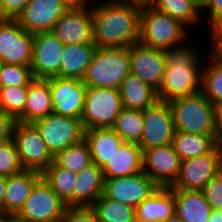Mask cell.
I'll return each instance as SVG.
<instances>
[{
	"label": "cell",
	"instance_id": "cell-1",
	"mask_svg": "<svg viewBox=\"0 0 222 222\" xmlns=\"http://www.w3.org/2000/svg\"><path fill=\"white\" fill-rule=\"evenodd\" d=\"M141 7L128 2L98 3L91 7L96 47H129L139 40Z\"/></svg>",
	"mask_w": 222,
	"mask_h": 222
},
{
	"label": "cell",
	"instance_id": "cell-2",
	"mask_svg": "<svg viewBox=\"0 0 222 222\" xmlns=\"http://www.w3.org/2000/svg\"><path fill=\"white\" fill-rule=\"evenodd\" d=\"M190 46L191 43H187L164 50L166 66L157 90L159 100L169 102L201 91L204 60H201L200 51Z\"/></svg>",
	"mask_w": 222,
	"mask_h": 222
},
{
	"label": "cell",
	"instance_id": "cell-3",
	"mask_svg": "<svg viewBox=\"0 0 222 222\" xmlns=\"http://www.w3.org/2000/svg\"><path fill=\"white\" fill-rule=\"evenodd\" d=\"M130 73L128 47H97L82 82L87 87L119 89Z\"/></svg>",
	"mask_w": 222,
	"mask_h": 222
},
{
	"label": "cell",
	"instance_id": "cell-4",
	"mask_svg": "<svg viewBox=\"0 0 222 222\" xmlns=\"http://www.w3.org/2000/svg\"><path fill=\"white\" fill-rule=\"evenodd\" d=\"M187 28L180 21L154 7L143 6L140 12L138 42L157 49H171L189 40Z\"/></svg>",
	"mask_w": 222,
	"mask_h": 222
},
{
	"label": "cell",
	"instance_id": "cell-5",
	"mask_svg": "<svg viewBox=\"0 0 222 222\" xmlns=\"http://www.w3.org/2000/svg\"><path fill=\"white\" fill-rule=\"evenodd\" d=\"M175 131L217 136L214 128L213 104L200 91L168 102Z\"/></svg>",
	"mask_w": 222,
	"mask_h": 222
},
{
	"label": "cell",
	"instance_id": "cell-6",
	"mask_svg": "<svg viewBox=\"0 0 222 222\" xmlns=\"http://www.w3.org/2000/svg\"><path fill=\"white\" fill-rule=\"evenodd\" d=\"M66 209L64 201L41 177L15 217L18 222H61Z\"/></svg>",
	"mask_w": 222,
	"mask_h": 222
},
{
	"label": "cell",
	"instance_id": "cell-7",
	"mask_svg": "<svg viewBox=\"0 0 222 222\" xmlns=\"http://www.w3.org/2000/svg\"><path fill=\"white\" fill-rule=\"evenodd\" d=\"M122 109L119 89L87 87L81 115L84 130L112 128Z\"/></svg>",
	"mask_w": 222,
	"mask_h": 222
},
{
	"label": "cell",
	"instance_id": "cell-8",
	"mask_svg": "<svg viewBox=\"0 0 222 222\" xmlns=\"http://www.w3.org/2000/svg\"><path fill=\"white\" fill-rule=\"evenodd\" d=\"M12 138L23 169L42 174L53 163L54 156L32 123L17 121Z\"/></svg>",
	"mask_w": 222,
	"mask_h": 222
},
{
	"label": "cell",
	"instance_id": "cell-9",
	"mask_svg": "<svg viewBox=\"0 0 222 222\" xmlns=\"http://www.w3.org/2000/svg\"><path fill=\"white\" fill-rule=\"evenodd\" d=\"M53 156L84 139L81 119L49 114L32 123Z\"/></svg>",
	"mask_w": 222,
	"mask_h": 222
},
{
	"label": "cell",
	"instance_id": "cell-10",
	"mask_svg": "<svg viewBox=\"0 0 222 222\" xmlns=\"http://www.w3.org/2000/svg\"><path fill=\"white\" fill-rule=\"evenodd\" d=\"M144 125L140 142L142 151L172 144L175 128L173 114L168 102L158 100L143 111Z\"/></svg>",
	"mask_w": 222,
	"mask_h": 222
},
{
	"label": "cell",
	"instance_id": "cell-11",
	"mask_svg": "<svg viewBox=\"0 0 222 222\" xmlns=\"http://www.w3.org/2000/svg\"><path fill=\"white\" fill-rule=\"evenodd\" d=\"M47 80L53 113L81 119L87 89L82 80L58 76L47 78Z\"/></svg>",
	"mask_w": 222,
	"mask_h": 222
},
{
	"label": "cell",
	"instance_id": "cell-12",
	"mask_svg": "<svg viewBox=\"0 0 222 222\" xmlns=\"http://www.w3.org/2000/svg\"><path fill=\"white\" fill-rule=\"evenodd\" d=\"M158 188L159 186L142 171L130 176L104 179L102 195L136 208Z\"/></svg>",
	"mask_w": 222,
	"mask_h": 222
},
{
	"label": "cell",
	"instance_id": "cell-13",
	"mask_svg": "<svg viewBox=\"0 0 222 222\" xmlns=\"http://www.w3.org/2000/svg\"><path fill=\"white\" fill-rule=\"evenodd\" d=\"M33 35L22 28L15 19L0 22V59L2 64L30 66Z\"/></svg>",
	"mask_w": 222,
	"mask_h": 222
},
{
	"label": "cell",
	"instance_id": "cell-14",
	"mask_svg": "<svg viewBox=\"0 0 222 222\" xmlns=\"http://www.w3.org/2000/svg\"><path fill=\"white\" fill-rule=\"evenodd\" d=\"M51 33L65 45L94 44L91 6L69 7L55 22Z\"/></svg>",
	"mask_w": 222,
	"mask_h": 222
},
{
	"label": "cell",
	"instance_id": "cell-15",
	"mask_svg": "<svg viewBox=\"0 0 222 222\" xmlns=\"http://www.w3.org/2000/svg\"><path fill=\"white\" fill-rule=\"evenodd\" d=\"M64 48L65 44L51 32H38L33 35L30 67L34 79L59 77Z\"/></svg>",
	"mask_w": 222,
	"mask_h": 222
},
{
	"label": "cell",
	"instance_id": "cell-16",
	"mask_svg": "<svg viewBox=\"0 0 222 222\" xmlns=\"http://www.w3.org/2000/svg\"><path fill=\"white\" fill-rule=\"evenodd\" d=\"M131 74L158 90L165 73L164 50L137 42L128 47Z\"/></svg>",
	"mask_w": 222,
	"mask_h": 222
},
{
	"label": "cell",
	"instance_id": "cell-17",
	"mask_svg": "<svg viewBox=\"0 0 222 222\" xmlns=\"http://www.w3.org/2000/svg\"><path fill=\"white\" fill-rule=\"evenodd\" d=\"M219 173L218 145L210 153L181 161L172 189L202 190Z\"/></svg>",
	"mask_w": 222,
	"mask_h": 222
},
{
	"label": "cell",
	"instance_id": "cell-18",
	"mask_svg": "<svg viewBox=\"0 0 222 222\" xmlns=\"http://www.w3.org/2000/svg\"><path fill=\"white\" fill-rule=\"evenodd\" d=\"M181 159L172 144L143 151V171L159 187H170L176 180Z\"/></svg>",
	"mask_w": 222,
	"mask_h": 222
},
{
	"label": "cell",
	"instance_id": "cell-19",
	"mask_svg": "<svg viewBox=\"0 0 222 222\" xmlns=\"http://www.w3.org/2000/svg\"><path fill=\"white\" fill-rule=\"evenodd\" d=\"M68 8L61 0H30L15 20L32 34L51 32Z\"/></svg>",
	"mask_w": 222,
	"mask_h": 222
},
{
	"label": "cell",
	"instance_id": "cell-20",
	"mask_svg": "<svg viewBox=\"0 0 222 222\" xmlns=\"http://www.w3.org/2000/svg\"><path fill=\"white\" fill-rule=\"evenodd\" d=\"M41 177L40 172L25 169L7 176L3 213L16 215L29 197L34 184Z\"/></svg>",
	"mask_w": 222,
	"mask_h": 222
},
{
	"label": "cell",
	"instance_id": "cell-21",
	"mask_svg": "<svg viewBox=\"0 0 222 222\" xmlns=\"http://www.w3.org/2000/svg\"><path fill=\"white\" fill-rule=\"evenodd\" d=\"M143 171V151L137 143L125 142L102 167L104 179L130 176Z\"/></svg>",
	"mask_w": 222,
	"mask_h": 222
},
{
	"label": "cell",
	"instance_id": "cell-22",
	"mask_svg": "<svg viewBox=\"0 0 222 222\" xmlns=\"http://www.w3.org/2000/svg\"><path fill=\"white\" fill-rule=\"evenodd\" d=\"M175 214L171 187H159L135 208L136 222H163Z\"/></svg>",
	"mask_w": 222,
	"mask_h": 222
},
{
	"label": "cell",
	"instance_id": "cell-23",
	"mask_svg": "<svg viewBox=\"0 0 222 222\" xmlns=\"http://www.w3.org/2000/svg\"><path fill=\"white\" fill-rule=\"evenodd\" d=\"M102 168L92 163L77 174L73 189V207H91L103 193Z\"/></svg>",
	"mask_w": 222,
	"mask_h": 222
},
{
	"label": "cell",
	"instance_id": "cell-24",
	"mask_svg": "<svg viewBox=\"0 0 222 222\" xmlns=\"http://www.w3.org/2000/svg\"><path fill=\"white\" fill-rule=\"evenodd\" d=\"M175 214L184 222H208L212 209L202 190L172 189Z\"/></svg>",
	"mask_w": 222,
	"mask_h": 222
},
{
	"label": "cell",
	"instance_id": "cell-25",
	"mask_svg": "<svg viewBox=\"0 0 222 222\" xmlns=\"http://www.w3.org/2000/svg\"><path fill=\"white\" fill-rule=\"evenodd\" d=\"M92 163L104 167L115 154L116 150L125 143L112 128H92L84 131Z\"/></svg>",
	"mask_w": 222,
	"mask_h": 222
},
{
	"label": "cell",
	"instance_id": "cell-26",
	"mask_svg": "<svg viewBox=\"0 0 222 222\" xmlns=\"http://www.w3.org/2000/svg\"><path fill=\"white\" fill-rule=\"evenodd\" d=\"M119 91L126 109L144 111L159 100L156 89L131 73L122 80Z\"/></svg>",
	"mask_w": 222,
	"mask_h": 222
},
{
	"label": "cell",
	"instance_id": "cell-27",
	"mask_svg": "<svg viewBox=\"0 0 222 222\" xmlns=\"http://www.w3.org/2000/svg\"><path fill=\"white\" fill-rule=\"evenodd\" d=\"M96 48L94 44L65 45L59 65V77L82 80Z\"/></svg>",
	"mask_w": 222,
	"mask_h": 222
},
{
	"label": "cell",
	"instance_id": "cell-28",
	"mask_svg": "<svg viewBox=\"0 0 222 222\" xmlns=\"http://www.w3.org/2000/svg\"><path fill=\"white\" fill-rule=\"evenodd\" d=\"M53 113L51 94L47 79H34L29 84L24 108V123H33Z\"/></svg>",
	"mask_w": 222,
	"mask_h": 222
},
{
	"label": "cell",
	"instance_id": "cell-29",
	"mask_svg": "<svg viewBox=\"0 0 222 222\" xmlns=\"http://www.w3.org/2000/svg\"><path fill=\"white\" fill-rule=\"evenodd\" d=\"M172 145L183 161L212 152L217 147L218 140L217 136L175 131Z\"/></svg>",
	"mask_w": 222,
	"mask_h": 222
},
{
	"label": "cell",
	"instance_id": "cell-30",
	"mask_svg": "<svg viewBox=\"0 0 222 222\" xmlns=\"http://www.w3.org/2000/svg\"><path fill=\"white\" fill-rule=\"evenodd\" d=\"M151 6L180 21L186 27L204 22L200 20L202 15L198 0H154Z\"/></svg>",
	"mask_w": 222,
	"mask_h": 222
},
{
	"label": "cell",
	"instance_id": "cell-31",
	"mask_svg": "<svg viewBox=\"0 0 222 222\" xmlns=\"http://www.w3.org/2000/svg\"><path fill=\"white\" fill-rule=\"evenodd\" d=\"M43 179L51 186L67 207H73V189L77 174L57 166L54 162L42 173Z\"/></svg>",
	"mask_w": 222,
	"mask_h": 222
},
{
	"label": "cell",
	"instance_id": "cell-32",
	"mask_svg": "<svg viewBox=\"0 0 222 222\" xmlns=\"http://www.w3.org/2000/svg\"><path fill=\"white\" fill-rule=\"evenodd\" d=\"M143 111L123 108L112 129L124 142L139 143L143 132Z\"/></svg>",
	"mask_w": 222,
	"mask_h": 222
},
{
	"label": "cell",
	"instance_id": "cell-33",
	"mask_svg": "<svg viewBox=\"0 0 222 222\" xmlns=\"http://www.w3.org/2000/svg\"><path fill=\"white\" fill-rule=\"evenodd\" d=\"M209 56L208 66L202 68L201 92L214 104L222 102V56Z\"/></svg>",
	"mask_w": 222,
	"mask_h": 222
},
{
	"label": "cell",
	"instance_id": "cell-34",
	"mask_svg": "<svg viewBox=\"0 0 222 222\" xmlns=\"http://www.w3.org/2000/svg\"><path fill=\"white\" fill-rule=\"evenodd\" d=\"M53 162L57 166L78 174L92 164L91 152L86 140L82 139L57 153Z\"/></svg>",
	"mask_w": 222,
	"mask_h": 222
},
{
	"label": "cell",
	"instance_id": "cell-35",
	"mask_svg": "<svg viewBox=\"0 0 222 222\" xmlns=\"http://www.w3.org/2000/svg\"><path fill=\"white\" fill-rule=\"evenodd\" d=\"M99 222H136L135 208L101 195L91 206Z\"/></svg>",
	"mask_w": 222,
	"mask_h": 222
},
{
	"label": "cell",
	"instance_id": "cell-36",
	"mask_svg": "<svg viewBox=\"0 0 222 222\" xmlns=\"http://www.w3.org/2000/svg\"><path fill=\"white\" fill-rule=\"evenodd\" d=\"M29 86L0 87V110L24 123V108Z\"/></svg>",
	"mask_w": 222,
	"mask_h": 222
},
{
	"label": "cell",
	"instance_id": "cell-37",
	"mask_svg": "<svg viewBox=\"0 0 222 222\" xmlns=\"http://www.w3.org/2000/svg\"><path fill=\"white\" fill-rule=\"evenodd\" d=\"M34 80L30 66L2 64L0 68V87L29 86Z\"/></svg>",
	"mask_w": 222,
	"mask_h": 222
},
{
	"label": "cell",
	"instance_id": "cell-38",
	"mask_svg": "<svg viewBox=\"0 0 222 222\" xmlns=\"http://www.w3.org/2000/svg\"><path fill=\"white\" fill-rule=\"evenodd\" d=\"M23 170L13 138L0 143V175L11 176Z\"/></svg>",
	"mask_w": 222,
	"mask_h": 222
},
{
	"label": "cell",
	"instance_id": "cell-39",
	"mask_svg": "<svg viewBox=\"0 0 222 222\" xmlns=\"http://www.w3.org/2000/svg\"><path fill=\"white\" fill-rule=\"evenodd\" d=\"M212 210L222 209V175L219 173L202 189Z\"/></svg>",
	"mask_w": 222,
	"mask_h": 222
},
{
	"label": "cell",
	"instance_id": "cell-40",
	"mask_svg": "<svg viewBox=\"0 0 222 222\" xmlns=\"http://www.w3.org/2000/svg\"><path fill=\"white\" fill-rule=\"evenodd\" d=\"M61 222H99L91 207H67Z\"/></svg>",
	"mask_w": 222,
	"mask_h": 222
},
{
	"label": "cell",
	"instance_id": "cell-41",
	"mask_svg": "<svg viewBox=\"0 0 222 222\" xmlns=\"http://www.w3.org/2000/svg\"><path fill=\"white\" fill-rule=\"evenodd\" d=\"M209 39L212 55L222 56V16L215 18L211 23H209Z\"/></svg>",
	"mask_w": 222,
	"mask_h": 222
},
{
	"label": "cell",
	"instance_id": "cell-42",
	"mask_svg": "<svg viewBox=\"0 0 222 222\" xmlns=\"http://www.w3.org/2000/svg\"><path fill=\"white\" fill-rule=\"evenodd\" d=\"M16 122L13 116L0 110V143L12 138Z\"/></svg>",
	"mask_w": 222,
	"mask_h": 222
},
{
	"label": "cell",
	"instance_id": "cell-43",
	"mask_svg": "<svg viewBox=\"0 0 222 222\" xmlns=\"http://www.w3.org/2000/svg\"><path fill=\"white\" fill-rule=\"evenodd\" d=\"M30 0H1L2 8L8 19H16Z\"/></svg>",
	"mask_w": 222,
	"mask_h": 222
},
{
	"label": "cell",
	"instance_id": "cell-44",
	"mask_svg": "<svg viewBox=\"0 0 222 222\" xmlns=\"http://www.w3.org/2000/svg\"><path fill=\"white\" fill-rule=\"evenodd\" d=\"M207 10L208 22H212L215 18L222 16V0H202L200 2L201 15L202 10Z\"/></svg>",
	"mask_w": 222,
	"mask_h": 222
},
{
	"label": "cell",
	"instance_id": "cell-45",
	"mask_svg": "<svg viewBox=\"0 0 222 222\" xmlns=\"http://www.w3.org/2000/svg\"><path fill=\"white\" fill-rule=\"evenodd\" d=\"M214 128L218 143H222V102L213 104Z\"/></svg>",
	"mask_w": 222,
	"mask_h": 222
},
{
	"label": "cell",
	"instance_id": "cell-46",
	"mask_svg": "<svg viewBox=\"0 0 222 222\" xmlns=\"http://www.w3.org/2000/svg\"><path fill=\"white\" fill-rule=\"evenodd\" d=\"M7 176L0 175V212H3V201L6 190Z\"/></svg>",
	"mask_w": 222,
	"mask_h": 222
},
{
	"label": "cell",
	"instance_id": "cell-47",
	"mask_svg": "<svg viewBox=\"0 0 222 222\" xmlns=\"http://www.w3.org/2000/svg\"><path fill=\"white\" fill-rule=\"evenodd\" d=\"M208 222H222V209L212 210Z\"/></svg>",
	"mask_w": 222,
	"mask_h": 222
},
{
	"label": "cell",
	"instance_id": "cell-48",
	"mask_svg": "<svg viewBox=\"0 0 222 222\" xmlns=\"http://www.w3.org/2000/svg\"><path fill=\"white\" fill-rule=\"evenodd\" d=\"M124 2H128L130 4H135L140 7L143 6H151L154 3V0H123Z\"/></svg>",
	"mask_w": 222,
	"mask_h": 222
},
{
	"label": "cell",
	"instance_id": "cell-49",
	"mask_svg": "<svg viewBox=\"0 0 222 222\" xmlns=\"http://www.w3.org/2000/svg\"><path fill=\"white\" fill-rule=\"evenodd\" d=\"M0 222H18L15 215L0 212Z\"/></svg>",
	"mask_w": 222,
	"mask_h": 222
},
{
	"label": "cell",
	"instance_id": "cell-50",
	"mask_svg": "<svg viewBox=\"0 0 222 222\" xmlns=\"http://www.w3.org/2000/svg\"><path fill=\"white\" fill-rule=\"evenodd\" d=\"M64 2L68 7H79L84 5V0H61Z\"/></svg>",
	"mask_w": 222,
	"mask_h": 222
},
{
	"label": "cell",
	"instance_id": "cell-51",
	"mask_svg": "<svg viewBox=\"0 0 222 222\" xmlns=\"http://www.w3.org/2000/svg\"><path fill=\"white\" fill-rule=\"evenodd\" d=\"M218 166L219 174L222 175V143H218Z\"/></svg>",
	"mask_w": 222,
	"mask_h": 222
},
{
	"label": "cell",
	"instance_id": "cell-52",
	"mask_svg": "<svg viewBox=\"0 0 222 222\" xmlns=\"http://www.w3.org/2000/svg\"><path fill=\"white\" fill-rule=\"evenodd\" d=\"M163 222H184L181 218H179L176 214L164 220Z\"/></svg>",
	"mask_w": 222,
	"mask_h": 222
},
{
	"label": "cell",
	"instance_id": "cell-53",
	"mask_svg": "<svg viewBox=\"0 0 222 222\" xmlns=\"http://www.w3.org/2000/svg\"><path fill=\"white\" fill-rule=\"evenodd\" d=\"M5 20H8V18L5 16L4 10L2 8L1 0H0V22H3Z\"/></svg>",
	"mask_w": 222,
	"mask_h": 222
},
{
	"label": "cell",
	"instance_id": "cell-54",
	"mask_svg": "<svg viewBox=\"0 0 222 222\" xmlns=\"http://www.w3.org/2000/svg\"><path fill=\"white\" fill-rule=\"evenodd\" d=\"M87 1H90V0H84V4L89 5L90 3H88ZM120 1H123V0H105L104 3L120 2Z\"/></svg>",
	"mask_w": 222,
	"mask_h": 222
}]
</instances>
